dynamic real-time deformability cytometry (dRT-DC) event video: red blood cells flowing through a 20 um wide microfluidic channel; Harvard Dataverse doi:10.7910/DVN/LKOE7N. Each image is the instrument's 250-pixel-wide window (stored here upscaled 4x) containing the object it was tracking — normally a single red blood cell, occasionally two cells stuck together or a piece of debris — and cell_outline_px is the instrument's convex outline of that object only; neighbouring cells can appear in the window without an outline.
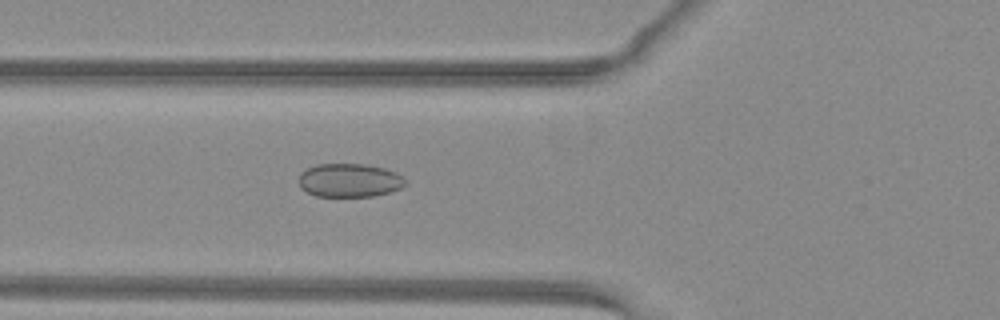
{"species": "common noctule bat (a hibernating species)", "species_latin": "Nyctalus noctula", "temperature_condition": "warm", "stored_images_in_passage": 42, "camera_frame_rate_fps": 3000, "um_per_image_px": 0.085, "animal": {"sex": "female", "body_mass_g": 29.2, "forearm_length_mm": 56.3}, "frame": {"image": 1, "passage_image": 10, "time_ms": 3.0, "image_size_px": [1000, 320], "cell_outline_px": [[408, 184], [392, 192], [372, 196], [316, 196], [300, 188], [300, 172], [316, 164], [368, 164], [384, 168], [396, 172], [408, 180]], "centroid_in_image_um": [29.75, 15.32], "position_along_channel_um": 96.0, "area_um2": 21.04}}
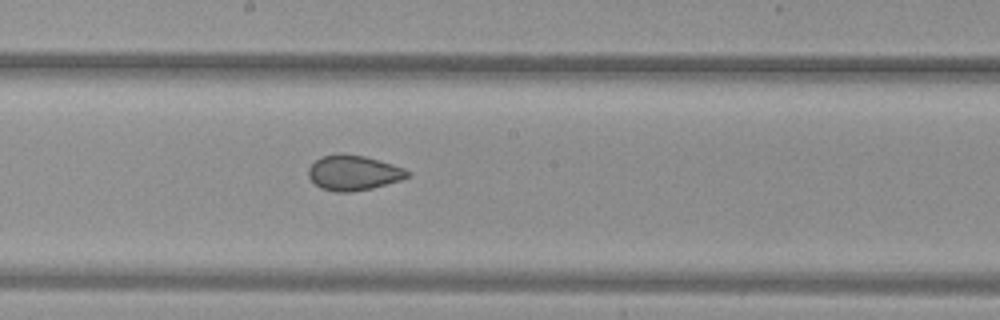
{"frame": {"image": 2, "passage_image": 19, "time_ms": 6.0, "image_size_px": [1000, 320], "cell_outline_px": [[412, 172], [408, 176], [400, 180], [372, 188], [352, 192], [336, 192], [320, 188], [308, 176], [308, 168], [320, 156], [340, 152], [364, 156], [392, 164], [404, 168]], "centroid_in_image_um": [30.02, 14.67], "position_along_channel_um": 218.2, "area_um2": 20.35}}
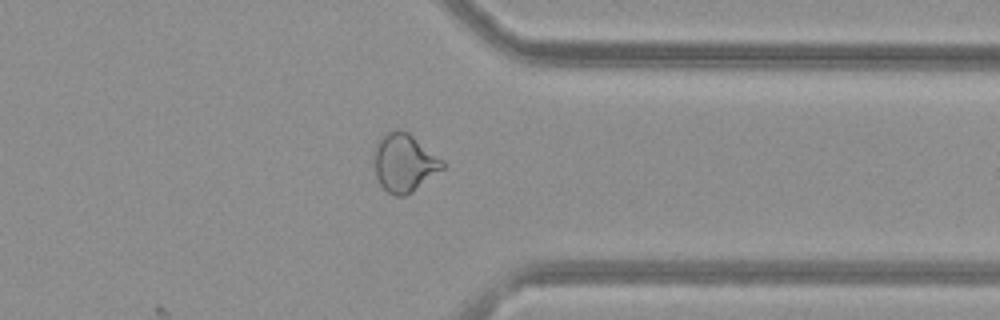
{"frame": {"image": 3, "passage_image": 31, "time_ms": 10.0, "image_size_px": [1000, 320], "cell_outline_px": [[444, 168], [412, 192], [404, 196], [396, 196], [388, 192], [380, 184], [376, 176], [376, 140], [380, 136], [396, 128], [400, 128], [408, 132], [444, 160]], "centroid_in_image_um": [34.38, 13.81], "position_along_channel_um": 377.0, "area_um2": 23.0}, "authors_computed_cell_mechanics": {"area_um2": 22.4553, "velocity_mm_per_s": 4.0569, "shape_relaxation_time_tau1_ms": null, "shape_relaxation_time_tau2_ms": 1.366, "deformation_change_tau1": null, "deformation_change_tau2": 0.0619}}